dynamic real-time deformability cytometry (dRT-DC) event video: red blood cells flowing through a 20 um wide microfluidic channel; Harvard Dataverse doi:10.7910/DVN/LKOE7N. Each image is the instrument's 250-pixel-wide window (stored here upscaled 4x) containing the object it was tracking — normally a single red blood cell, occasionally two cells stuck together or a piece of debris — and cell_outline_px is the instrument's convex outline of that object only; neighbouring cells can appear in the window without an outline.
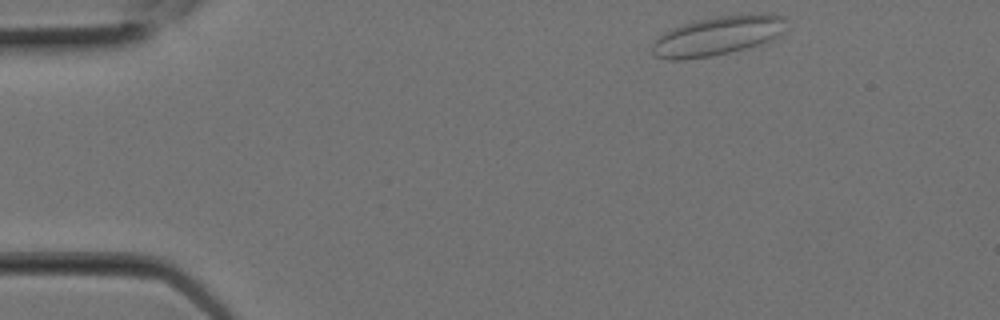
{"species": "Egyptian fruit bat (a non-hibernating species)", "species_latin": "Rousettus aegyptiacus", "temperature_condition": "room temperature", "stored_images_in_passage": 6, "camera_frame_rate_fps": 3000, "um_per_image_px": 0.085, "animal": {"sex": "female"}, "frame": {"image": 1, "passage_image": 1, "time_ms": 0.0, "image_size_px": [1000, 320], "cell_outline_px": [[784, 20], [780, 36], [772, 40], [748, 48], [712, 56], [684, 60], [668, 60], [656, 56], [652, 52], [652, 40], [660, 32], [696, 20], [716, 16], [752, 12], [772, 12], [784, 16]], "centroid_in_image_um": [60.98, 3.02], "position_along_channel_um": 24.0, "area_um2": 31.39}}
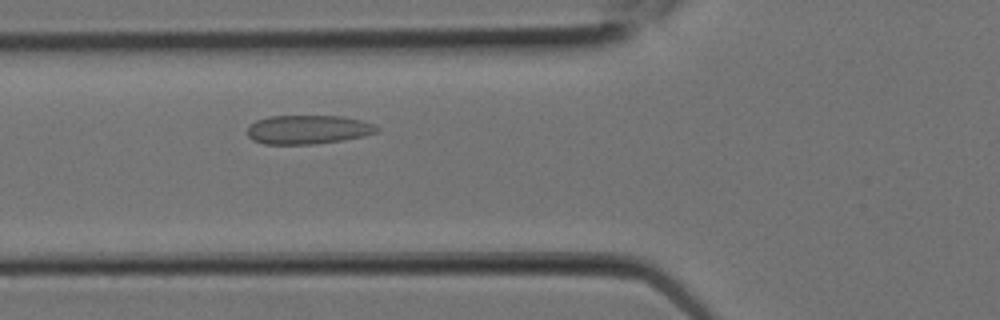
{"frame": {"image": 2, "passage_image": 6, "time_ms": 1.667, "image_size_px": [1000, 320], "cell_outline_px": [[380, 128], [376, 132], [344, 140], [312, 144], [264, 144], [252, 140], [248, 136], [248, 128], [256, 120], [268, 116], [340, 116], [360, 120], [372, 124]], "centroid_in_image_um": [26.14, 11.01], "position_along_channel_um": 99.7, "area_um2": 21.62}}